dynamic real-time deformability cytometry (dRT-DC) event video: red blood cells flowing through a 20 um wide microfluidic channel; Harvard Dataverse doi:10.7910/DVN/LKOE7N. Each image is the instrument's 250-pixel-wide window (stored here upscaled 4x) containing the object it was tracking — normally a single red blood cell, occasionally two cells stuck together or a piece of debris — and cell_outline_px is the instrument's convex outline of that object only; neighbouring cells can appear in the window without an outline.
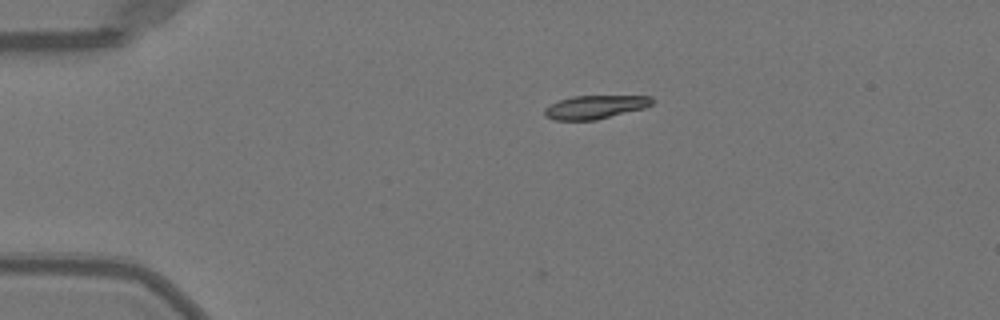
{"species": "Egyptian fruit bat (a non-hibernating species)", "species_latin": "Rousettus aegyptiacus", "temperature_condition": "warm", "stored_images_in_passage": 34, "camera_frame_rate_fps": 3000, "um_per_image_px": 0.085, "animal": {"sex": "female"}, "frame": {"image": 1, "passage_image": 1, "time_ms": 0.0, "image_size_px": [1000, 320], "cell_outline_px": [[656, 100], [652, 104], [644, 108], [596, 120], [552, 120], [544, 116], [544, 108], [560, 100], [572, 96], [652, 96]], "centroid_in_image_um": [50.59, 9.1], "position_along_channel_um": 34.4, "area_um2": 14.74}}
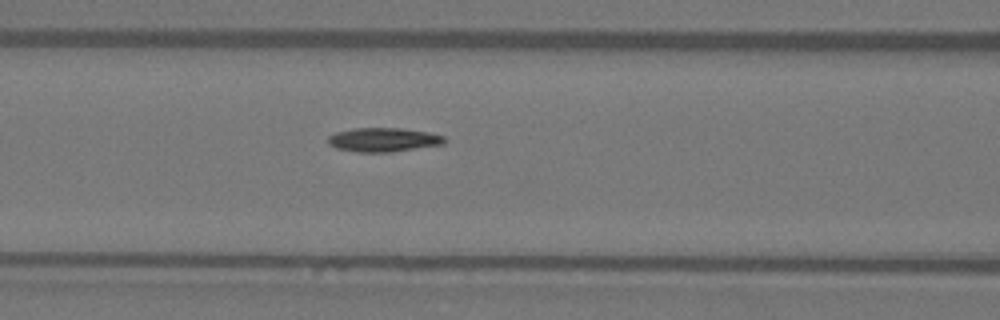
{"frame": {"image": 2, "passage_image": 12, "time_ms": 3.667, "image_size_px": [1000, 320], "cell_outline_px": [[448, 140], [444, 144], [388, 152], [360, 152], [336, 148], [328, 144], [328, 136], [336, 132], [356, 128], [400, 128], [428, 132], [444, 136]], "centroid_in_image_um": [32.6, 11.87], "position_along_channel_um": 134.0, "area_um2": 16.18}}
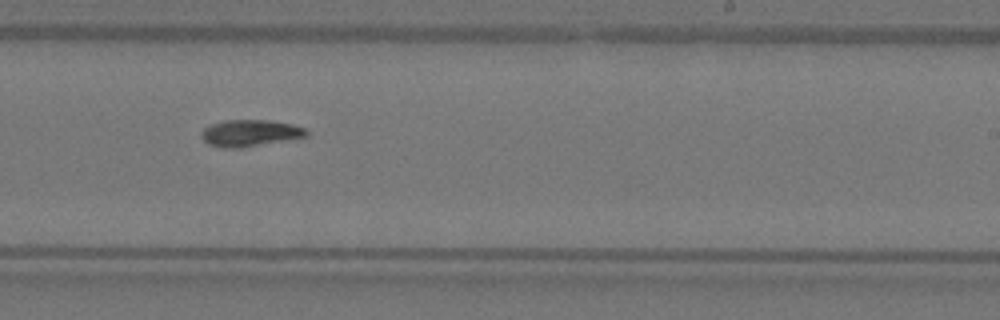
{"frame": {"image": 3, "passage_image": 22, "time_ms": 7.0, "image_size_px": [1000, 320], "cell_outline_px": [[308, 136], [240, 148], [224, 148], [208, 144], [200, 136], [204, 128], [212, 124], [224, 120], [268, 120], [292, 124], [304, 128], [308, 132]], "centroid_in_image_um": [21.24, 11.31], "position_along_channel_um": 267.8, "area_um2": 16.18}, "authors_computed_cell_mechanics": {"area_um2": 15.7505, "velocity_mm_per_s": 4.0334, "shape_relaxation_time_tau1_ms": 3.6065, "shape_relaxation_time_tau2_ms": null, "deformation_change_tau1": 0.1615, "deformation_change_tau2": null}}